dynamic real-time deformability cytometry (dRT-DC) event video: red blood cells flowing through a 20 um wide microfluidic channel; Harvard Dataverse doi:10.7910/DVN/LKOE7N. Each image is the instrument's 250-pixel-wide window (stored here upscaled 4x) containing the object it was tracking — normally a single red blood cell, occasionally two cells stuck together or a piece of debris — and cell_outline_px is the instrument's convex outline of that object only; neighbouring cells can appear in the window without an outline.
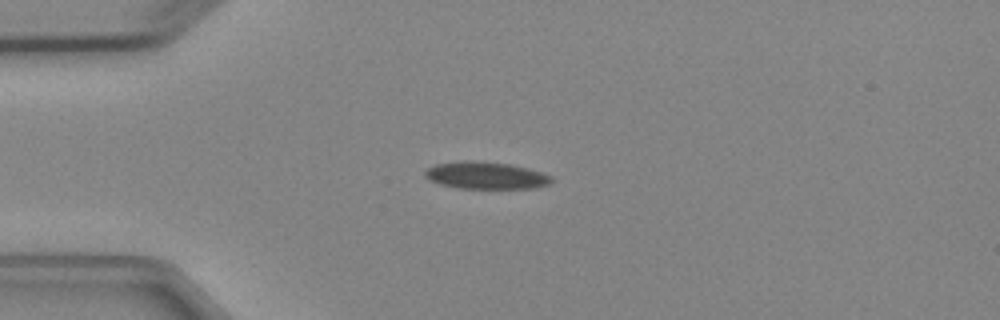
{"species": "Egyptian fruit bat (a non-hibernating species)", "species_latin": "Rousettus aegyptiacus", "temperature_condition": "cold", "stored_images_in_passage": 6, "camera_frame_rate_fps": 3000, "um_per_image_px": 0.085, "animal": {"sex": "female"}, "frame": {"image": 1, "passage_image": 2, "time_ms": 1.333, "image_size_px": [1000, 320], "cell_outline_px": [[552, 184], [536, 188], [456, 188], [440, 184], [428, 180], [424, 176], [424, 172], [428, 168], [436, 164], [464, 160], [476, 160], [508, 164], [540, 172], [552, 176]], "centroid_in_image_um": [41.27, 14.92], "position_along_channel_um": 43.7, "area_um2": 20.06}}